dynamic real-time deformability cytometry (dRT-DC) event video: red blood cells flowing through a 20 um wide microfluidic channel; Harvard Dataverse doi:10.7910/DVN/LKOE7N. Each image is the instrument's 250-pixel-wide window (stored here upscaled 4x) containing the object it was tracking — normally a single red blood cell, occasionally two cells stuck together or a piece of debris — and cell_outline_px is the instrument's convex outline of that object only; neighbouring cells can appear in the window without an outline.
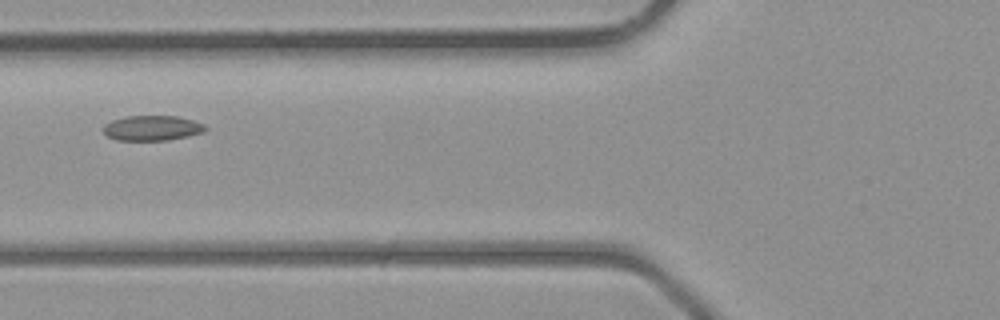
{"species": "common noctule bat (a hibernating species)", "species_latin": "Nyctalus noctula", "temperature_condition": "room temperature", "stored_images_in_passage": 5, "camera_frame_rate_fps": 3000, "um_per_image_px": 0.085, "animal": {"sex": "male", "body_mass_g": 23.1, "forearm_length_mm": 52.7}, "frame": {"image": 1, "passage_image": 5, "time_ms": 4.667, "image_size_px": [1000, 320], "cell_outline_px": [[208, 128], [204, 132], [188, 136], [168, 140], [116, 140], [108, 136], [104, 132], [104, 124], [112, 120], [124, 116], [176, 116], [192, 120], [204, 124]], "centroid_in_image_um": [12.94, 10.88], "position_along_channel_um": 112.9, "area_um2": 14.91}}